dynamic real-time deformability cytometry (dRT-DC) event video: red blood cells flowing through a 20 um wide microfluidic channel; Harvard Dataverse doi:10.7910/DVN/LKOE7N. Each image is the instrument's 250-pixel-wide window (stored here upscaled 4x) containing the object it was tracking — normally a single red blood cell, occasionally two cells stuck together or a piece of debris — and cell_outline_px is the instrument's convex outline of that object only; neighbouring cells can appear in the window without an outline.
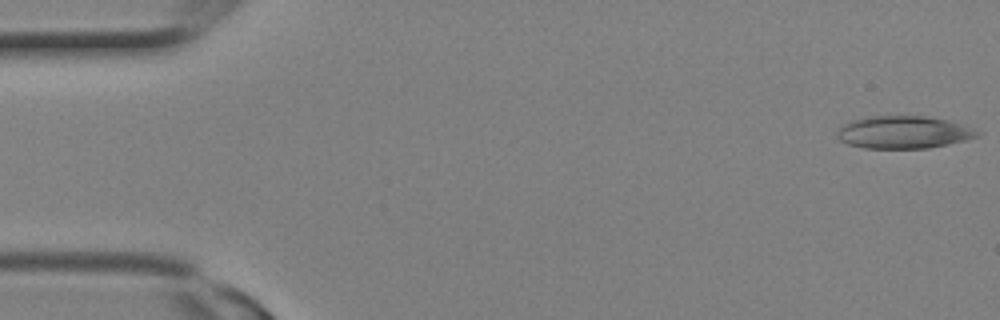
{"species": "Egyptian fruit bat (a non-hibernating species)", "species_latin": "Rousettus aegyptiacus", "temperature_condition": "room temperature", "stored_images_in_passage": 3, "camera_frame_rate_fps": 3000, "um_per_image_px": 0.085, "animal": {"sex": "female"}, "frame": {"image": 1, "passage_image": 1, "time_ms": 0.0, "image_size_px": [1000, 320], "cell_outline_px": [[980, 136], [964, 140], [928, 148], [864, 148], [848, 144], [840, 140], [836, 136], [836, 132], [844, 124], [852, 120], [872, 116], [928, 116], [948, 120], [972, 128], [980, 132]], "centroid_in_image_um": [76.79, 11.24], "position_along_channel_um": 8.2, "area_um2": 26.41}}
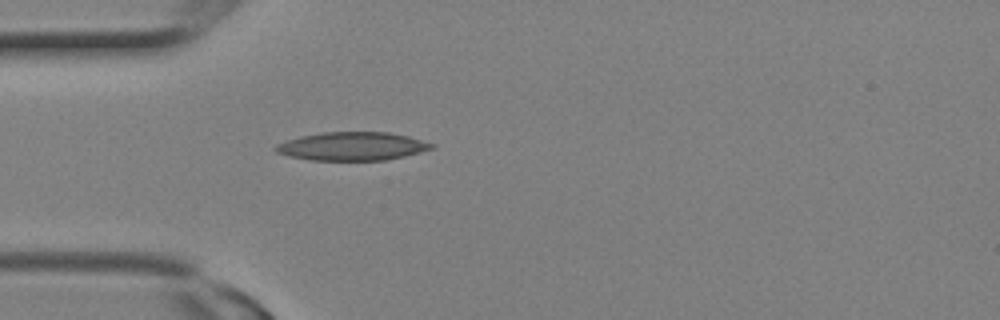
{"frame": {"image": 2, "passage_image": 3, "time_ms": 0.667, "image_size_px": [1000, 320], "cell_outline_px": [[436, 144], [432, 148], [420, 152], [404, 156], [384, 160], [312, 160], [288, 156], [276, 152], [272, 148], [276, 144], [300, 136], [324, 132], [388, 132], [408, 136]], "centroid_in_image_um": [29.92, 12.43], "position_along_channel_um": 55.1, "area_um2": 25.72}}